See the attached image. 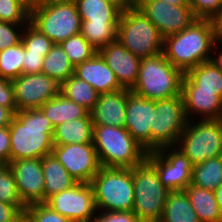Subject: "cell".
<instances>
[{"instance_id":"obj_17","label":"cell","mask_w":222,"mask_h":222,"mask_svg":"<svg viewBox=\"0 0 222 222\" xmlns=\"http://www.w3.org/2000/svg\"><path fill=\"white\" fill-rule=\"evenodd\" d=\"M22 203L27 207L44 203V177L40 158L13 160L8 163Z\"/></svg>"},{"instance_id":"obj_42","label":"cell","mask_w":222,"mask_h":222,"mask_svg":"<svg viewBox=\"0 0 222 222\" xmlns=\"http://www.w3.org/2000/svg\"><path fill=\"white\" fill-rule=\"evenodd\" d=\"M44 57L43 52L28 51L24 48L22 74L41 72Z\"/></svg>"},{"instance_id":"obj_41","label":"cell","mask_w":222,"mask_h":222,"mask_svg":"<svg viewBox=\"0 0 222 222\" xmlns=\"http://www.w3.org/2000/svg\"><path fill=\"white\" fill-rule=\"evenodd\" d=\"M91 222H142V221L133 213V211L97 210Z\"/></svg>"},{"instance_id":"obj_52","label":"cell","mask_w":222,"mask_h":222,"mask_svg":"<svg viewBox=\"0 0 222 222\" xmlns=\"http://www.w3.org/2000/svg\"><path fill=\"white\" fill-rule=\"evenodd\" d=\"M173 5H189V0H159Z\"/></svg>"},{"instance_id":"obj_30","label":"cell","mask_w":222,"mask_h":222,"mask_svg":"<svg viewBox=\"0 0 222 222\" xmlns=\"http://www.w3.org/2000/svg\"><path fill=\"white\" fill-rule=\"evenodd\" d=\"M81 21H119L121 11L108 0H74Z\"/></svg>"},{"instance_id":"obj_5","label":"cell","mask_w":222,"mask_h":222,"mask_svg":"<svg viewBox=\"0 0 222 222\" xmlns=\"http://www.w3.org/2000/svg\"><path fill=\"white\" fill-rule=\"evenodd\" d=\"M133 213L142 222H160L169 190L159 180L156 168L145 159L132 168Z\"/></svg>"},{"instance_id":"obj_25","label":"cell","mask_w":222,"mask_h":222,"mask_svg":"<svg viewBox=\"0 0 222 222\" xmlns=\"http://www.w3.org/2000/svg\"><path fill=\"white\" fill-rule=\"evenodd\" d=\"M185 191L200 222H222V214L214 191L198 188L191 184Z\"/></svg>"},{"instance_id":"obj_40","label":"cell","mask_w":222,"mask_h":222,"mask_svg":"<svg viewBox=\"0 0 222 222\" xmlns=\"http://www.w3.org/2000/svg\"><path fill=\"white\" fill-rule=\"evenodd\" d=\"M26 24H13L0 21V51L17 45L22 41V34ZM18 28H22L20 31Z\"/></svg>"},{"instance_id":"obj_35","label":"cell","mask_w":222,"mask_h":222,"mask_svg":"<svg viewBox=\"0 0 222 222\" xmlns=\"http://www.w3.org/2000/svg\"><path fill=\"white\" fill-rule=\"evenodd\" d=\"M22 43L26 50L43 52L46 56L53 46V41L49 39L45 34L41 33L30 22L26 24L23 34Z\"/></svg>"},{"instance_id":"obj_31","label":"cell","mask_w":222,"mask_h":222,"mask_svg":"<svg viewBox=\"0 0 222 222\" xmlns=\"http://www.w3.org/2000/svg\"><path fill=\"white\" fill-rule=\"evenodd\" d=\"M118 21H82L80 34L97 50L117 40Z\"/></svg>"},{"instance_id":"obj_10","label":"cell","mask_w":222,"mask_h":222,"mask_svg":"<svg viewBox=\"0 0 222 222\" xmlns=\"http://www.w3.org/2000/svg\"><path fill=\"white\" fill-rule=\"evenodd\" d=\"M187 122L181 95L156 100L153 127H150L151 151L176 146Z\"/></svg>"},{"instance_id":"obj_24","label":"cell","mask_w":222,"mask_h":222,"mask_svg":"<svg viewBox=\"0 0 222 222\" xmlns=\"http://www.w3.org/2000/svg\"><path fill=\"white\" fill-rule=\"evenodd\" d=\"M40 109L53 127L76 118L86 117L90 113L85 107L65 98L61 93L44 103Z\"/></svg>"},{"instance_id":"obj_51","label":"cell","mask_w":222,"mask_h":222,"mask_svg":"<svg viewBox=\"0 0 222 222\" xmlns=\"http://www.w3.org/2000/svg\"><path fill=\"white\" fill-rule=\"evenodd\" d=\"M222 45V44H221ZM216 57H212L211 60L222 71V49L218 51V54H214Z\"/></svg>"},{"instance_id":"obj_50","label":"cell","mask_w":222,"mask_h":222,"mask_svg":"<svg viewBox=\"0 0 222 222\" xmlns=\"http://www.w3.org/2000/svg\"><path fill=\"white\" fill-rule=\"evenodd\" d=\"M214 195L222 214V184L214 190Z\"/></svg>"},{"instance_id":"obj_9","label":"cell","mask_w":222,"mask_h":222,"mask_svg":"<svg viewBox=\"0 0 222 222\" xmlns=\"http://www.w3.org/2000/svg\"><path fill=\"white\" fill-rule=\"evenodd\" d=\"M188 120L179 137L180 149L193 165L222 156V119Z\"/></svg>"},{"instance_id":"obj_2","label":"cell","mask_w":222,"mask_h":222,"mask_svg":"<svg viewBox=\"0 0 222 222\" xmlns=\"http://www.w3.org/2000/svg\"><path fill=\"white\" fill-rule=\"evenodd\" d=\"M9 130L10 161L52 153L54 127L40 108L17 111Z\"/></svg>"},{"instance_id":"obj_39","label":"cell","mask_w":222,"mask_h":222,"mask_svg":"<svg viewBox=\"0 0 222 222\" xmlns=\"http://www.w3.org/2000/svg\"><path fill=\"white\" fill-rule=\"evenodd\" d=\"M189 6L197 19L214 20L222 10V0H189Z\"/></svg>"},{"instance_id":"obj_21","label":"cell","mask_w":222,"mask_h":222,"mask_svg":"<svg viewBox=\"0 0 222 222\" xmlns=\"http://www.w3.org/2000/svg\"><path fill=\"white\" fill-rule=\"evenodd\" d=\"M74 75L89 83L99 94L123 89L115 73L98 53L91 59L75 66Z\"/></svg>"},{"instance_id":"obj_33","label":"cell","mask_w":222,"mask_h":222,"mask_svg":"<svg viewBox=\"0 0 222 222\" xmlns=\"http://www.w3.org/2000/svg\"><path fill=\"white\" fill-rule=\"evenodd\" d=\"M24 46L22 41L17 45L0 51V77L13 80L22 74Z\"/></svg>"},{"instance_id":"obj_1","label":"cell","mask_w":222,"mask_h":222,"mask_svg":"<svg viewBox=\"0 0 222 222\" xmlns=\"http://www.w3.org/2000/svg\"><path fill=\"white\" fill-rule=\"evenodd\" d=\"M219 46L214 20L197 19L181 32L164 38L163 54L174 67L186 73L211 60L210 55Z\"/></svg>"},{"instance_id":"obj_8","label":"cell","mask_w":222,"mask_h":222,"mask_svg":"<svg viewBox=\"0 0 222 222\" xmlns=\"http://www.w3.org/2000/svg\"><path fill=\"white\" fill-rule=\"evenodd\" d=\"M30 23L54 44L79 34L81 17L74 0H53L30 13Z\"/></svg>"},{"instance_id":"obj_53","label":"cell","mask_w":222,"mask_h":222,"mask_svg":"<svg viewBox=\"0 0 222 222\" xmlns=\"http://www.w3.org/2000/svg\"><path fill=\"white\" fill-rule=\"evenodd\" d=\"M20 222H32V220L26 215L25 211L20 213Z\"/></svg>"},{"instance_id":"obj_13","label":"cell","mask_w":222,"mask_h":222,"mask_svg":"<svg viewBox=\"0 0 222 222\" xmlns=\"http://www.w3.org/2000/svg\"><path fill=\"white\" fill-rule=\"evenodd\" d=\"M17 111L40 108L60 94L61 84L43 72L21 74L12 80Z\"/></svg>"},{"instance_id":"obj_47","label":"cell","mask_w":222,"mask_h":222,"mask_svg":"<svg viewBox=\"0 0 222 222\" xmlns=\"http://www.w3.org/2000/svg\"><path fill=\"white\" fill-rule=\"evenodd\" d=\"M14 117L15 113L11 109L0 106V127H9Z\"/></svg>"},{"instance_id":"obj_29","label":"cell","mask_w":222,"mask_h":222,"mask_svg":"<svg viewBox=\"0 0 222 222\" xmlns=\"http://www.w3.org/2000/svg\"><path fill=\"white\" fill-rule=\"evenodd\" d=\"M222 184V156L193 166L191 185L214 191Z\"/></svg>"},{"instance_id":"obj_16","label":"cell","mask_w":222,"mask_h":222,"mask_svg":"<svg viewBox=\"0 0 222 222\" xmlns=\"http://www.w3.org/2000/svg\"><path fill=\"white\" fill-rule=\"evenodd\" d=\"M156 100L147 99L127 89V108L124 128L147 151H151V129Z\"/></svg>"},{"instance_id":"obj_48","label":"cell","mask_w":222,"mask_h":222,"mask_svg":"<svg viewBox=\"0 0 222 222\" xmlns=\"http://www.w3.org/2000/svg\"><path fill=\"white\" fill-rule=\"evenodd\" d=\"M22 5L31 13L32 11L47 5L53 0H20Z\"/></svg>"},{"instance_id":"obj_45","label":"cell","mask_w":222,"mask_h":222,"mask_svg":"<svg viewBox=\"0 0 222 222\" xmlns=\"http://www.w3.org/2000/svg\"><path fill=\"white\" fill-rule=\"evenodd\" d=\"M25 205H13L0 201V222H10L14 220L22 211H25Z\"/></svg>"},{"instance_id":"obj_49","label":"cell","mask_w":222,"mask_h":222,"mask_svg":"<svg viewBox=\"0 0 222 222\" xmlns=\"http://www.w3.org/2000/svg\"><path fill=\"white\" fill-rule=\"evenodd\" d=\"M215 24V33H216V41L218 43H222V10L220 14L214 19Z\"/></svg>"},{"instance_id":"obj_43","label":"cell","mask_w":222,"mask_h":222,"mask_svg":"<svg viewBox=\"0 0 222 222\" xmlns=\"http://www.w3.org/2000/svg\"><path fill=\"white\" fill-rule=\"evenodd\" d=\"M0 106L7 107L14 113L17 112L12 80L2 77H0Z\"/></svg>"},{"instance_id":"obj_11","label":"cell","mask_w":222,"mask_h":222,"mask_svg":"<svg viewBox=\"0 0 222 222\" xmlns=\"http://www.w3.org/2000/svg\"><path fill=\"white\" fill-rule=\"evenodd\" d=\"M146 159L156 168L159 180L169 191L185 190L191 184L194 165L176 146L147 152Z\"/></svg>"},{"instance_id":"obj_7","label":"cell","mask_w":222,"mask_h":222,"mask_svg":"<svg viewBox=\"0 0 222 222\" xmlns=\"http://www.w3.org/2000/svg\"><path fill=\"white\" fill-rule=\"evenodd\" d=\"M117 40L140 59L163 53V36L138 8L121 12Z\"/></svg>"},{"instance_id":"obj_22","label":"cell","mask_w":222,"mask_h":222,"mask_svg":"<svg viewBox=\"0 0 222 222\" xmlns=\"http://www.w3.org/2000/svg\"><path fill=\"white\" fill-rule=\"evenodd\" d=\"M44 177V203L54 194L72 188L78 182L51 153L41 159Z\"/></svg>"},{"instance_id":"obj_14","label":"cell","mask_w":222,"mask_h":222,"mask_svg":"<svg viewBox=\"0 0 222 222\" xmlns=\"http://www.w3.org/2000/svg\"><path fill=\"white\" fill-rule=\"evenodd\" d=\"M137 8L156 26L163 38L181 32L197 20L189 5L138 0Z\"/></svg>"},{"instance_id":"obj_26","label":"cell","mask_w":222,"mask_h":222,"mask_svg":"<svg viewBox=\"0 0 222 222\" xmlns=\"http://www.w3.org/2000/svg\"><path fill=\"white\" fill-rule=\"evenodd\" d=\"M160 222H200L185 190L169 192Z\"/></svg>"},{"instance_id":"obj_4","label":"cell","mask_w":222,"mask_h":222,"mask_svg":"<svg viewBox=\"0 0 222 222\" xmlns=\"http://www.w3.org/2000/svg\"><path fill=\"white\" fill-rule=\"evenodd\" d=\"M183 75L163 53L142 58L136 84L131 90L151 100L175 97L181 95Z\"/></svg>"},{"instance_id":"obj_18","label":"cell","mask_w":222,"mask_h":222,"mask_svg":"<svg viewBox=\"0 0 222 222\" xmlns=\"http://www.w3.org/2000/svg\"><path fill=\"white\" fill-rule=\"evenodd\" d=\"M181 96L188 120L193 114L200 116V120L222 119L219 91L198 90V85L186 73L182 78Z\"/></svg>"},{"instance_id":"obj_23","label":"cell","mask_w":222,"mask_h":222,"mask_svg":"<svg viewBox=\"0 0 222 222\" xmlns=\"http://www.w3.org/2000/svg\"><path fill=\"white\" fill-rule=\"evenodd\" d=\"M83 143H93V122L90 113L86 117L76 118L54 127V146Z\"/></svg>"},{"instance_id":"obj_19","label":"cell","mask_w":222,"mask_h":222,"mask_svg":"<svg viewBox=\"0 0 222 222\" xmlns=\"http://www.w3.org/2000/svg\"><path fill=\"white\" fill-rule=\"evenodd\" d=\"M107 66L115 73L122 88L131 90L137 81L141 59L125 48L118 40L97 50Z\"/></svg>"},{"instance_id":"obj_32","label":"cell","mask_w":222,"mask_h":222,"mask_svg":"<svg viewBox=\"0 0 222 222\" xmlns=\"http://www.w3.org/2000/svg\"><path fill=\"white\" fill-rule=\"evenodd\" d=\"M186 74L198 85V90L219 91L222 100V71L212 60L200 63Z\"/></svg>"},{"instance_id":"obj_20","label":"cell","mask_w":222,"mask_h":222,"mask_svg":"<svg viewBox=\"0 0 222 222\" xmlns=\"http://www.w3.org/2000/svg\"><path fill=\"white\" fill-rule=\"evenodd\" d=\"M127 108V89L99 94L90 111L93 126H115L124 128Z\"/></svg>"},{"instance_id":"obj_15","label":"cell","mask_w":222,"mask_h":222,"mask_svg":"<svg viewBox=\"0 0 222 222\" xmlns=\"http://www.w3.org/2000/svg\"><path fill=\"white\" fill-rule=\"evenodd\" d=\"M52 154L78 183H91L101 168L93 143L54 146Z\"/></svg>"},{"instance_id":"obj_44","label":"cell","mask_w":222,"mask_h":222,"mask_svg":"<svg viewBox=\"0 0 222 222\" xmlns=\"http://www.w3.org/2000/svg\"><path fill=\"white\" fill-rule=\"evenodd\" d=\"M10 150L9 127H0V165L10 162Z\"/></svg>"},{"instance_id":"obj_38","label":"cell","mask_w":222,"mask_h":222,"mask_svg":"<svg viewBox=\"0 0 222 222\" xmlns=\"http://www.w3.org/2000/svg\"><path fill=\"white\" fill-rule=\"evenodd\" d=\"M26 215L32 220V222H72L69 218H66L56 211H53L45 203H35L29 205L25 209Z\"/></svg>"},{"instance_id":"obj_3","label":"cell","mask_w":222,"mask_h":222,"mask_svg":"<svg viewBox=\"0 0 222 222\" xmlns=\"http://www.w3.org/2000/svg\"><path fill=\"white\" fill-rule=\"evenodd\" d=\"M93 145L101 167L133 168L147 156V151L121 127L93 126Z\"/></svg>"},{"instance_id":"obj_27","label":"cell","mask_w":222,"mask_h":222,"mask_svg":"<svg viewBox=\"0 0 222 222\" xmlns=\"http://www.w3.org/2000/svg\"><path fill=\"white\" fill-rule=\"evenodd\" d=\"M75 66L70 62L61 44H53L44 57L41 72L60 84L74 74Z\"/></svg>"},{"instance_id":"obj_46","label":"cell","mask_w":222,"mask_h":222,"mask_svg":"<svg viewBox=\"0 0 222 222\" xmlns=\"http://www.w3.org/2000/svg\"><path fill=\"white\" fill-rule=\"evenodd\" d=\"M121 12L129 11L137 8L138 0H108Z\"/></svg>"},{"instance_id":"obj_6","label":"cell","mask_w":222,"mask_h":222,"mask_svg":"<svg viewBox=\"0 0 222 222\" xmlns=\"http://www.w3.org/2000/svg\"><path fill=\"white\" fill-rule=\"evenodd\" d=\"M91 184L97 210L132 211L134 203L132 168L101 167Z\"/></svg>"},{"instance_id":"obj_28","label":"cell","mask_w":222,"mask_h":222,"mask_svg":"<svg viewBox=\"0 0 222 222\" xmlns=\"http://www.w3.org/2000/svg\"><path fill=\"white\" fill-rule=\"evenodd\" d=\"M60 93L89 111L93 109L99 96V93L89 83L74 74L61 83Z\"/></svg>"},{"instance_id":"obj_36","label":"cell","mask_w":222,"mask_h":222,"mask_svg":"<svg viewBox=\"0 0 222 222\" xmlns=\"http://www.w3.org/2000/svg\"><path fill=\"white\" fill-rule=\"evenodd\" d=\"M0 21L13 24H28L30 13L20 0H0Z\"/></svg>"},{"instance_id":"obj_37","label":"cell","mask_w":222,"mask_h":222,"mask_svg":"<svg viewBox=\"0 0 222 222\" xmlns=\"http://www.w3.org/2000/svg\"><path fill=\"white\" fill-rule=\"evenodd\" d=\"M0 201L13 205H24L8 164L0 165Z\"/></svg>"},{"instance_id":"obj_12","label":"cell","mask_w":222,"mask_h":222,"mask_svg":"<svg viewBox=\"0 0 222 222\" xmlns=\"http://www.w3.org/2000/svg\"><path fill=\"white\" fill-rule=\"evenodd\" d=\"M45 204L72 222H91L97 212L91 183H77L52 195Z\"/></svg>"},{"instance_id":"obj_34","label":"cell","mask_w":222,"mask_h":222,"mask_svg":"<svg viewBox=\"0 0 222 222\" xmlns=\"http://www.w3.org/2000/svg\"><path fill=\"white\" fill-rule=\"evenodd\" d=\"M60 44L74 66L91 59L97 53V49L94 48L80 33L69 37Z\"/></svg>"},{"instance_id":"obj_54","label":"cell","mask_w":222,"mask_h":222,"mask_svg":"<svg viewBox=\"0 0 222 222\" xmlns=\"http://www.w3.org/2000/svg\"><path fill=\"white\" fill-rule=\"evenodd\" d=\"M10 222H20V214L14 220H12Z\"/></svg>"}]
</instances>
